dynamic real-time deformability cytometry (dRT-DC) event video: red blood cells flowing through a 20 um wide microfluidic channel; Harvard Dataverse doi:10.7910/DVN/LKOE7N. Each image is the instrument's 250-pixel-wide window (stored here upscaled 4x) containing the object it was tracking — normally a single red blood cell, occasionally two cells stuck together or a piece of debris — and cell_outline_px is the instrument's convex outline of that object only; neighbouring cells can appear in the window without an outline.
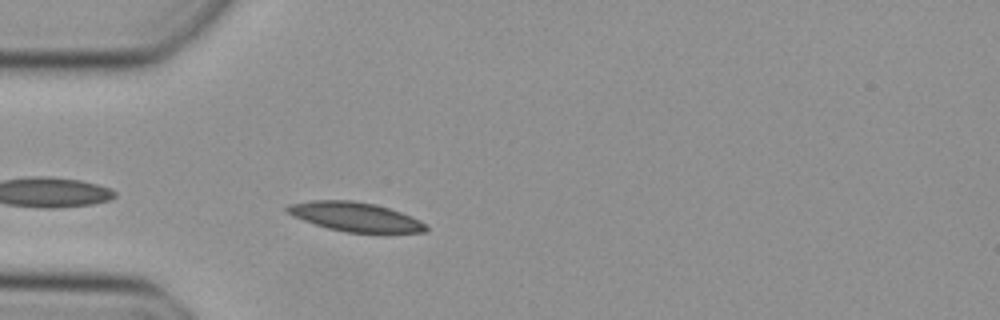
{"species": "Egyptian fruit bat (a non-hibernating species)", "species_latin": "Rousettus aegyptiacus", "temperature_condition": "cold", "stored_images_in_passage": 30, "camera_frame_rate_fps": 3000, "um_per_image_px": 0.085, "animal": {"sex": "female"}, "frame": {"image": 1, "passage_image": 2, "time_ms": 0.333, "image_size_px": [1000, 320], "cell_outline_px": [[428, 228], [424, 232], [344, 232], [328, 228], [292, 216], [284, 212], [284, 208], [288, 204], [312, 200], [352, 200], [376, 204], [400, 212], [420, 220]], "centroid_in_image_um": [30.12, 18.41], "position_along_channel_um": 54.9, "area_um2": 23.41}}
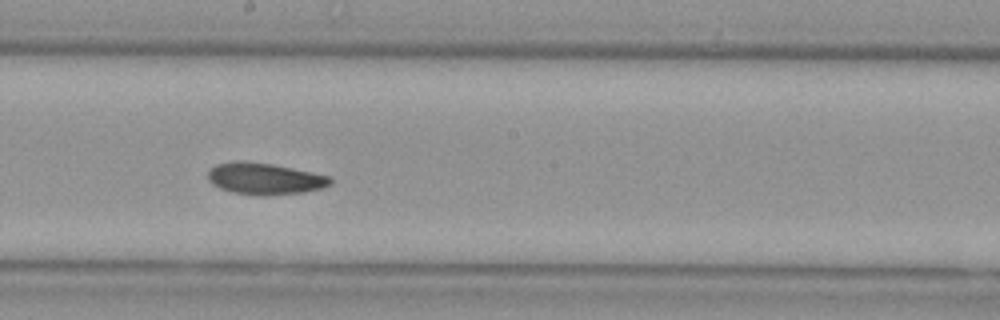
{"frame": {"image": 2, "passage_image": 15, "time_ms": 4.667, "image_size_px": [1000, 320], "cell_outline_px": [[332, 184], [324, 188], [304, 192], [260, 196], [232, 192], [220, 188], [212, 184], [208, 180], [208, 168], [216, 164], [236, 160], [240, 160], [272, 164], [332, 176]], "centroid_in_image_um": [22.5, 15.18], "position_along_channel_um": 225.7, "area_um2": 22.83}}
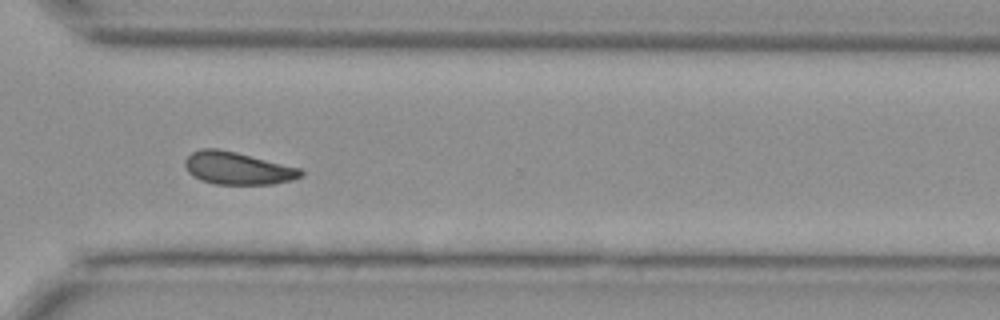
{"frame": {"image": 3, "passage_image": 24, "time_ms": 7.667, "image_size_px": [1000, 320], "cell_outline_px": [[304, 176], [292, 180], [272, 184], [216, 184], [200, 180], [192, 176], [188, 172], [184, 164], [184, 160], [192, 152], [200, 148], [216, 148], [236, 152], [300, 168], [304, 172]], "centroid_in_image_um": [20.18, 14.3], "position_along_channel_um": 350.4, "area_um2": 22.02}}